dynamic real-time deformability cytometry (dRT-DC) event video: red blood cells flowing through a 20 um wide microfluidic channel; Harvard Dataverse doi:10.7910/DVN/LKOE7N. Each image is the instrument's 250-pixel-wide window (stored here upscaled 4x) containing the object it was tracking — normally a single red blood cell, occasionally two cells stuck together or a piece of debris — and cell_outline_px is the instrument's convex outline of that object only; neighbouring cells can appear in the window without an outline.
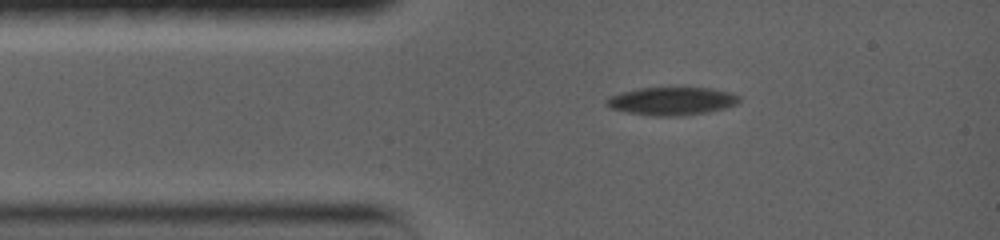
{"species": "common noctule bat (a hibernating species)", "species_latin": "Nyctalus noctula", "temperature_condition": "warm", "stored_images_in_passage": 29, "camera_frame_rate_fps": 5000, "um_per_image_px": 0.085, "animal": {"sex": "female", "body_mass_g": 19.0, "forearm_length_mm": 56.7}, "frame": {"image": 1, "passage_image": 1, "time_ms": 0.0, "image_size_px": [1000, 240], "cell_outline_px": [[740, 100], [736, 104], [724, 108], [708, 112], [676, 116], [652, 116], [628, 112], [612, 108], [604, 100], [608, 96], [620, 92], [636, 88], [712, 88], [728, 92], [740, 96]], "centroid_in_image_um": [57.08, 8.59], "position_along_channel_um": 27.9, "area_um2": 21.56}}
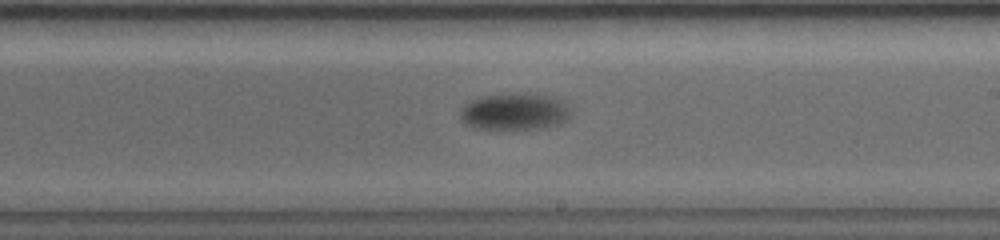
{"frame": {"image": 2, "passage_image": 13, "time_ms": 7.0, "image_size_px": [1000, 240], "cell_outline_px": [[572, 116], [568, 120], [560, 124], [540, 128], [476, 128], [464, 124], [460, 116], [460, 108], [464, 104], [480, 96], [504, 92], [516, 92], [548, 96], [560, 100], [568, 108]], "centroid_in_image_um": [43.7, 9.46], "position_along_channel_um": 245.3, "area_um2": 23.87}}
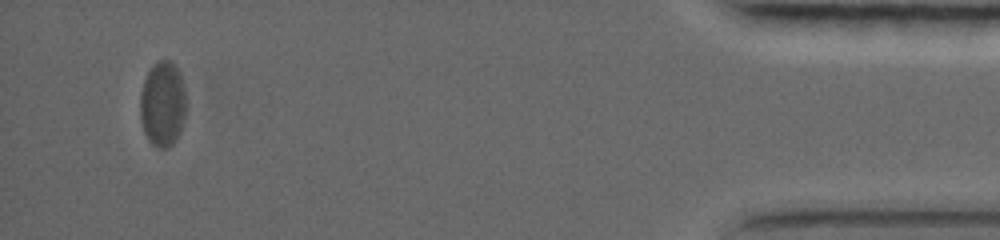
{"frame": {"image": 3, "passage_image": 28, "time_ms": 15.0, "image_size_px": [1000, 240], "cell_outline_px": [[184, 120], [180, 132], [176, 140], [168, 148], [156, 148], [148, 140], [144, 132], [140, 116], [140, 96], [144, 80], [152, 64], [156, 60], [168, 60], [180, 72], [184, 88]], "centroid_in_image_um": [13.8, 8.86], "position_along_channel_um": 421.4, "area_um2": 22.83}}